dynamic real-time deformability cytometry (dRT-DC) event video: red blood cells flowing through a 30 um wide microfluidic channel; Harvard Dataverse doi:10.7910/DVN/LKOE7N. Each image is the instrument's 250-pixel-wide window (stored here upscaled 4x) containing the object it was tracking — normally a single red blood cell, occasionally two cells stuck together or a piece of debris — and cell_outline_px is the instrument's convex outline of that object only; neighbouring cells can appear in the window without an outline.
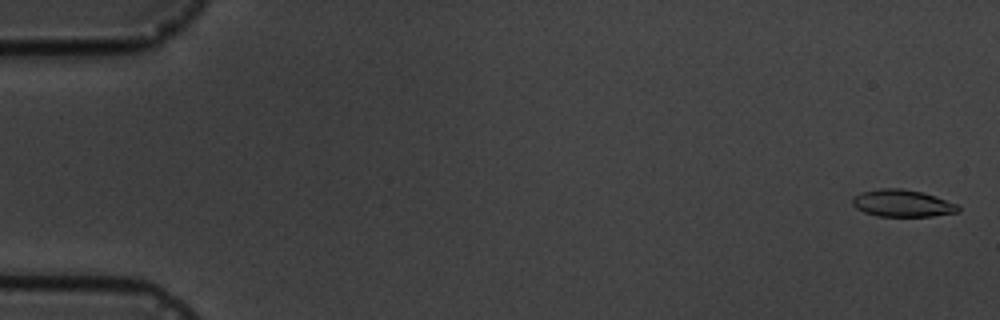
{"species": "common noctule bat (a hibernating species)", "species_latin": "Nyctalus noctula", "temperature_condition": "cold", "stored_images_in_passage": 6, "camera_frame_rate_fps": 3000, "um_per_image_px": 0.085, "animal": {"sex": "male", "body_mass_g": 19.5, "forearm_length_mm": 54.6}, "frame": {"image": 1, "passage_image": 1, "time_ms": 0.0, "image_size_px": [1000, 320], "cell_outline_px": [[960, 212], [932, 216], [876, 216], [864, 212], [856, 208], [852, 204], [852, 196], [860, 192], [880, 188], [900, 188], [920, 192], [936, 196], [956, 204], [960, 208]], "centroid_in_image_um": [76.67, 17.28], "position_along_channel_um": 8.3, "area_um2": 16.76}}